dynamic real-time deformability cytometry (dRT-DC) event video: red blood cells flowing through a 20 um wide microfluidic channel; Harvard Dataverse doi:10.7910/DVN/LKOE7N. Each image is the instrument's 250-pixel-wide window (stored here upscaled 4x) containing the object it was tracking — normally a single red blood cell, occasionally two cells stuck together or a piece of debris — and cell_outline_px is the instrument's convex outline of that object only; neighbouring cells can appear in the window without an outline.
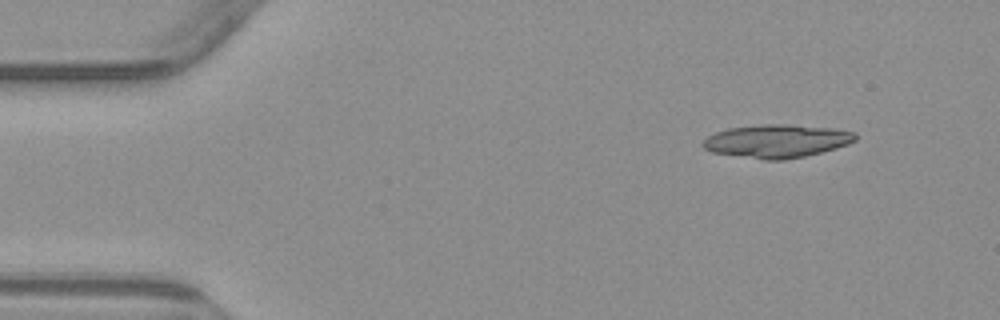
{"species": "common noctule bat (a hibernating species)", "species_latin": "Nyctalus noctula", "temperature_condition": "warm", "stored_images_in_passage": 5, "camera_frame_rate_fps": 3000, "um_per_image_px": 0.085, "animal": {"sex": "male", "body_mass_g": 23.1, "forearm_length_mm": 52.7}, "frame": {"image": 1, "passage_image": 1, "time_ms": 0.0, "image_size_px": [1000, 320], "cell_outline_px": [[856, 140], [848, 144], [836, 148], [804, 156], [784, 160], [764, 160], [712, 152], [704, 148], [700, 144], [708, 136], [716, 132], [728, 128], [764, 124], [788, 124], [836, 128], [856, 132]], "centroid_in_image_um": [66.04, 11.98], "position_along_channel_um": 19.0, "area_um2": 29.59}}